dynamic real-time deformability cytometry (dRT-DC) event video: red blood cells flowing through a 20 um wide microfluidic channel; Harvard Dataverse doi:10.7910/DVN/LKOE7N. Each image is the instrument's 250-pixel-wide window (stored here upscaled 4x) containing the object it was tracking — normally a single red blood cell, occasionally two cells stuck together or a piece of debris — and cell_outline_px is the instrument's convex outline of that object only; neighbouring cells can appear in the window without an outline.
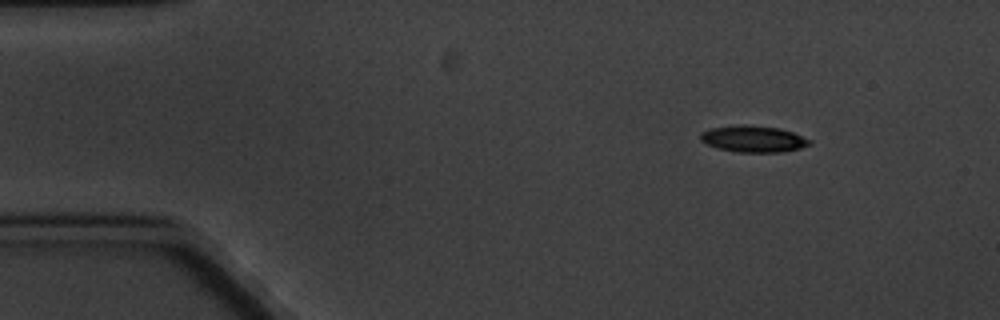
{"species": "common noctule bat (a hibernating species)", "species_latin": "Nyctalus noctula", "temperature_condition": "cold", "stored_images_in_passage": 4, "camera_frame_rate_fps": 3000, "um_per_image_px": 0.085, "animal": {"sex": "male", "body_mass_g": 20.1, "forearm_length_mm": 53.5}, "frame": {"image": 1, "passage_image": 1, "time_ms": 0.0, "image_size_px": [1000, 320], "cell_outline_px": [[812, 144], [800, 148], [780, 152], [736, 152], [720, 148], [708, 144], [700, 140], [700, 132], [712, 128], [736, 124], [744, 124], [780, 128], [792, 132], [812, 140]], "centroid_in_image_um": [64.04, 11.79], "position_along_channel_um": 21.0, "area_um2": 16.88}}
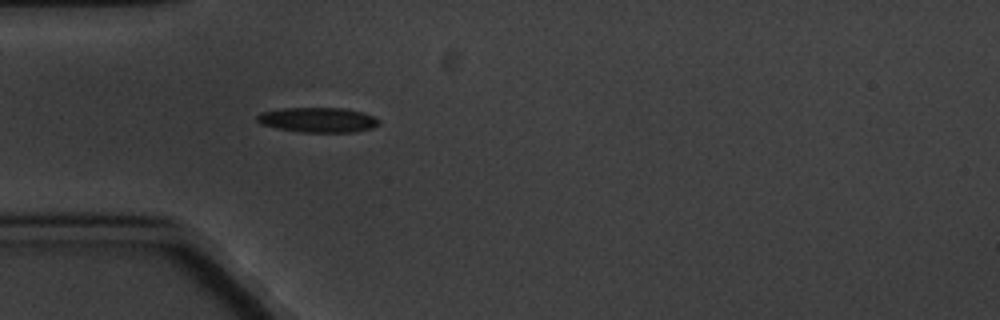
{"frame": {"image": 2, "passage_image": 4, "time_ms": 3.333, "image_size_px": [1000, 320], "cell_outline_px": [[380, 124], [372, 128], [356, 132], [300, 132], [276, 128], [260, 124], [256, 120], [256, 116], [260, 112], [284, 108], [344, 108], [364, 112], [380, 120]], "centroid_in_image_um": [27.02, 10.19], "position_along_channel_um": 58.0, "area_um2": 17.86}}